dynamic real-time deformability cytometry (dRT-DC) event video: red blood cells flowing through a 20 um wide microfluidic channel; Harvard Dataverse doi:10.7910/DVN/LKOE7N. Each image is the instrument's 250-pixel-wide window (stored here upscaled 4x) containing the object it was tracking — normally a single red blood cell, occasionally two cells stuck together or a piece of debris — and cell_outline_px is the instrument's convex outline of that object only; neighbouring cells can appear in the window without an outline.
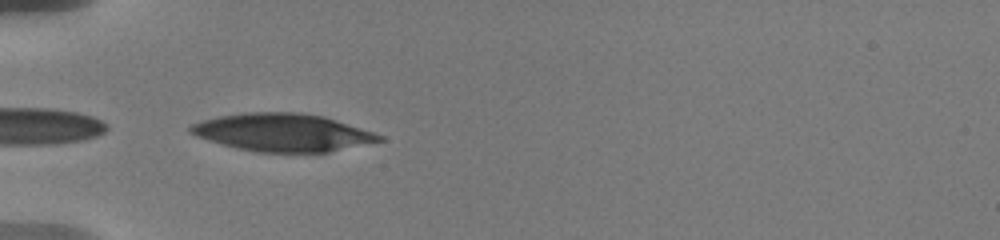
{"species": "human", "species_latin": "Homo sapiens", "temperature_condition": "warm", "stored_images_in_passage": 39, "camera_frame_rate_fps": 3000, "um_per_image_px": 0.085, "donor": {"sex": "male"}, "frame": {"image": 1, "passage_image": 1, "time_ms": 0.0, "image_size_px": [1000, 240], "cell_outline_px": [[384, 140], [328, 152], [256, 152], [236, 148], [200, 136], [192, 132], [188, 128], [192, 124], [204, 120], [220, 116], [248, 112], [300, 112], [324, 116], [372, 132], [380, 136]], "centroid_in_image_um": [24.05, 11.25], "position_along_channel_um": 61.0, "area_um2": 40.75}}
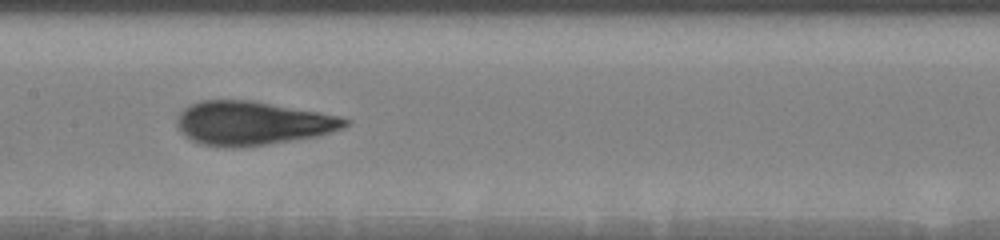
{"frame": {"image": 2, "passage_image": 17, "time_ms": 3.667, "image_size_px": [1000, 240], "cell_outline_px": [[352, 120], [344, 128], [320, 136], [264, 144], [232, 148], [204, 144], [188, 136], [180, 128], [180, 112], [184, 108], [200, 100], [252, 100], [320, 112], [340, 116]], "centroid_in_image_um": [21.57, 10.45], "position_along_channel_um": 185.8, "area_um2": 42.25}}
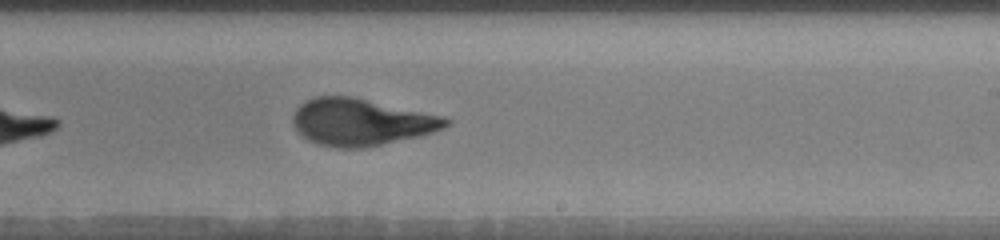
{"frame": {"image": 3, "passage_image": 32, "time_ms": 5.667, "image_size_px": [1000, 240], "cell_outline_px": [[452, 120], [444, 128], [420, 136], [364, 148], [336, 148], [320, 144], [308, 140], [296, 128], [292, 120], [296, 108], [304, 100], [316, 96], [352, 96], [440, 116]], "centroid_in_image_um": [30.66, 10.38], "position_along_channel_um": 258.3, "area_um2": 41.44}}